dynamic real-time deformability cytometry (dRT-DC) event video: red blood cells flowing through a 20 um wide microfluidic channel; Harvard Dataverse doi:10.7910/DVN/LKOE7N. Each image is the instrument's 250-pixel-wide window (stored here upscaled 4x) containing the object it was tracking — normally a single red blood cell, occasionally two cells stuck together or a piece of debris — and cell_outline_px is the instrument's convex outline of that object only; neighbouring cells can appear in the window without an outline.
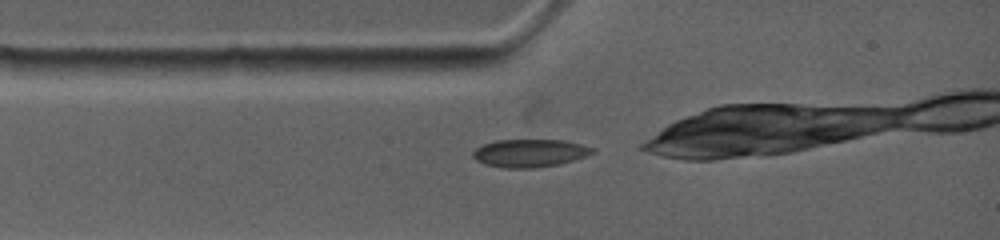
{"species": "common noctule bat (a hibernating species)", "species_latin": "Nyctalus noctula", "temperature_condition": "warm", "stored_images_in_passage": 11, "camera_frame_rate_fps": 4500, "um_per_image_px": 0.085, "animal": {"sex": "female", "body_mass_g": 19.0, "forearm_length_mm": 53.3}, "frame": {"image": 1, "passage_image": 1, "time_ms": 0.0, "image_size_px": [1000, 240], "cell_outline_px": [[596, 152], [560, 164], [536, 168], [504, 168], [484, 164], [476, 160], [472, 156], [472, 152], [476, 148], [484, 144], [496, 140], [564, 140], [596, 148]], "centroid_in_image_um": [45.02, 13.01], "position_along_channel_um": 40.0, "area_um2": 19.48}}
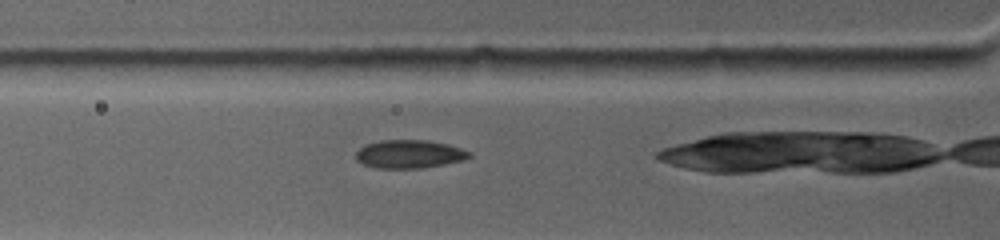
{"frame": {"image": 2, "passage_image": 4, "time_ms": 1.333, "image_size_px": [1000, 240], "cell_outline_px": [[472, 156], [464, 160], [444, 164], [420, 168], [376, 168], [364, 164], [356, 160], [356, 152], [364, 144], [380, 140], [428, 140], [448, 144], [472, 152]], "centroid_in_image_um": [34.8, 13.09], "position_along_channel_um": 91.0, "area_um2": 18.79}}
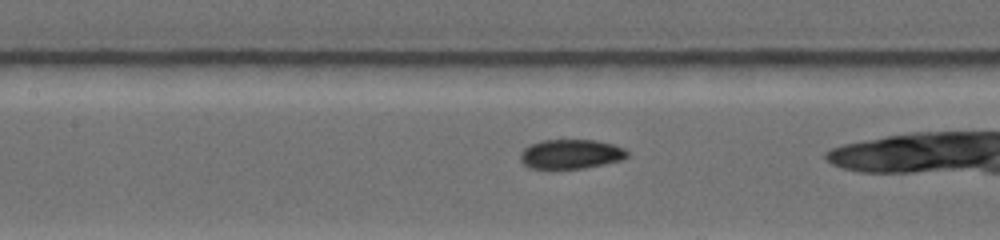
{"frame": {"image": 3, "passage_image": 8, "time_ms": 3.111, "image_size_px": [1000, 240], "cell_outline_px": [[628, 156], [624, 160], [584, 168], [552, 172], [528, 168], [520, 160], [520, 152], [524, 148], [540, 140], [596, 140], [612, 144], [624, 148], [628, 152]], "centroid_in_image_um": [48.47, 13.15], "position_along_channel_um": 158.9, "area_um2": 19.19}}